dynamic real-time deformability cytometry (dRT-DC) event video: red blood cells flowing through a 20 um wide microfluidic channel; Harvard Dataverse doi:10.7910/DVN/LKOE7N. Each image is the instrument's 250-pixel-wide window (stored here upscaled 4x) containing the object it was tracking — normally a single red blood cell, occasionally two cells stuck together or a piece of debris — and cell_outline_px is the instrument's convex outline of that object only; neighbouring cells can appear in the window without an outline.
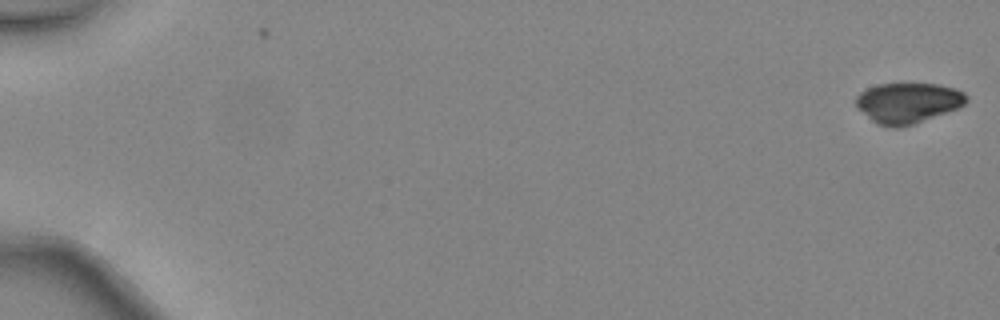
{"species": "common noctule bat (a hibernating species)", "species_latin": "Nyctalus noctula", "temperature_condition": "warm", "stored_images_in_passage": 2, "camera_frame_rate_fps": 3000, "um_per_image_px": 0.085, "animal": {"sex": "female", "body_mass_g": 24.6, "forearm_length_mm": 56.2}, "frame": {"image": 1, "passage_image": 2, "time_ms": 0.333, "image_size_px": [1000, 320], "cell_outline_px": [[968, 100], [960, 108], [912, 124], [896, 128], [892, 128], [876, 124], [856, 108], [856, 96], [860, 92], [876, 84], [936, 84], [956, 88], [964, 92], [968, 96]], "centroid_in_image_um": [77.17, 8.75], "position_along_channel_um": 7.8, "area_um2": 26.18}}